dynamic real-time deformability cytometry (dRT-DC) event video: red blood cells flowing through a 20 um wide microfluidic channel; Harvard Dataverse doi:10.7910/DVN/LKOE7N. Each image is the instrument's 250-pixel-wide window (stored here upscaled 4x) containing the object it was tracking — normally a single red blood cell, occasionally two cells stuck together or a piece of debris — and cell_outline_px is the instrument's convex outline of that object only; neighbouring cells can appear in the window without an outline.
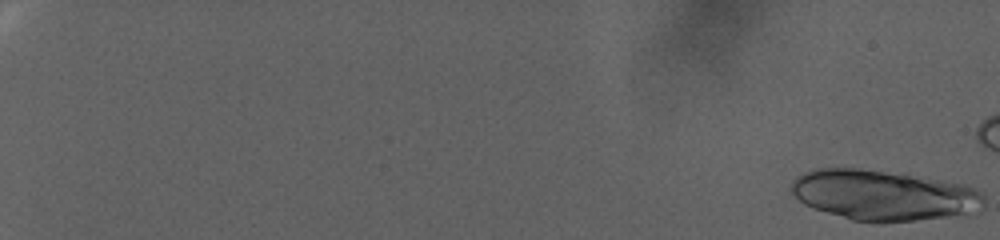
{"species": "human", "species_latin": "Homo sapiens", "temperature_condition": "warm", "stored_images_in_passage": 44, "camera_frame_rate_fps": 3000, "um_per_image_px": 0.085, "donor": {"sex": "female"}, "frame": {"image": 1, "passage_image": 1, "time_ms": 0.0, "image_size_px": [1000, 240], "cell_outline_px": [[984, 208], [980, 212], [968, 216], [880, 224], [852, 220], [812, 208], [804, 204], [792, 192], [792, 180], [796, 176], [804, 172], [816, 168], [860, 168], [968, 184], [984, 192]], "centroid_in_image_um": [75.22, 16.63], "position_along_channel_um": 9.8, "area_um2": 57.92}}